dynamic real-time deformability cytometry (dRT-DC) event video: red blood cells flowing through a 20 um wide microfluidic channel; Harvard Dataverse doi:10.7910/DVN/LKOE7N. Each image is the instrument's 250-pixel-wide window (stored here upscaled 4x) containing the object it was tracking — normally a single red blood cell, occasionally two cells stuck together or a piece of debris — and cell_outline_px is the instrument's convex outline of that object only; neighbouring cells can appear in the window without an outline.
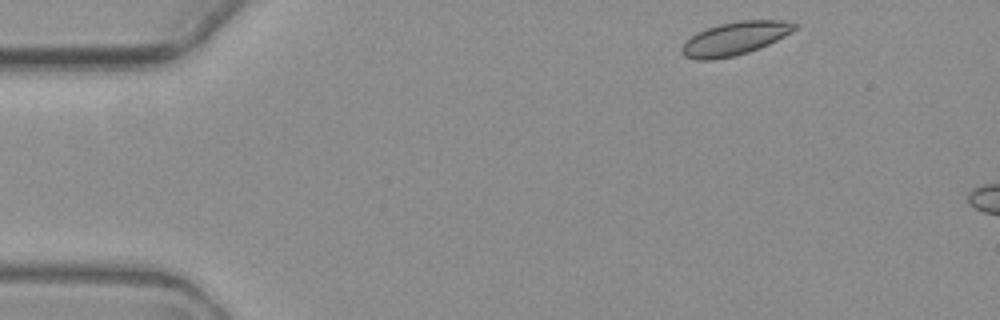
{"species": "common noctule bat (a hibernating species)", "species_latin": "Nyctalus noctula", "temperature_condition": "warm", "stored_images_in_passage": 3, "camera_frame_rate_fps": 3000, "um_per_image_px": 0.085, "animal": {"sex": "female", "body_mass_g": 19.3, "forearm_length_mm": 54.1}, "frame": {"image": 1, "passage_image": 3, "time_ms": 2.333, "image_size_px": [1000, 320], "cell_outline_px": [[800, 24], [792, 32], [760, 48], [736, 56], [712, 60], [696, 60], [684, 56], [680, 52], [680, 48], [696, 32], [720, 24], [740, 20], [780, 20]], "centroid_in_image_um": [62.46, 3.28], "position_along_channel_um": 22.5, "area_um2": 21.85}}